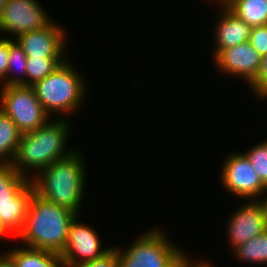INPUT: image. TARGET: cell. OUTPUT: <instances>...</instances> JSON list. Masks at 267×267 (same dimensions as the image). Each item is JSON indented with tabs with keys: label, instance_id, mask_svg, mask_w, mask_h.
<instances>
[{
	"label": "cell",
	"instance_id": "cell-1",
	"mask_svg": "<svg viewBox=\"0 0 267 267\" xmlns=\"http://www.w3.org/2000/svg\"><path fill=\"white\" fill-rule=\"evenodd\" d=\"M69 121V118L63 119L59 116L53 120L52 117L35 131L21 134L11 163L13 168L31 180L44 168L75 151L76 148L67 147V138L69 139L72 128Z\"/></svg>",
	"mask_w": 267,
	"mask_h": 267
},
{
	"label": "cell",
	"instance_id": "cell-2",
	"mask_svg": "<svg viewBox=\"0 0 267 267\" xmlns=\"http://www.w3.org/2000/svg\"><path fill=\"white\" fill-rule=\"evenodd\" d=\"M84 155L76 149L31 179L34 192L44 199L81 214L88 177Z\"/></svg>",
	"mask_w": 267,
	"mask_h": 267
},
{
	"label": "cell",
	"instance_id": "cell-3",
	"mask_svg": "<svg viewBox=\"0 0 267 267\" xmlns=\"http://www.w3.org/2000/svg\"><path fill=\"white\" fill-rule=\"evenodd\" d=\"M76 215L33 192L23 229L15 240L22 246L61 254Z\"/></svg>",
	"mask_w": 267,
	"mask_h": 267
},
{
	"label": "cell",
	"instance_id": "cell-4",
	"mask_svg": "<svg viewBox=\"0 0 267 267\" xmlns=\"http://www.w3.org/2000/svg\"><path fill=\"white\" fill-rule=\"evenodd\" d=\"M74 64L68 58L51 74L32 85L38 100L51 117L57 114L63 119H70V114L83 107L88 93L87 80Z\"/></svg>",
	"mask_w": 267,
	"mask_h": 267
},
{
	"label": "cell",
	"instance_id": "cell-5",
	"mask_svg": "<svg viewBox=\"0 0 267 267\" xmlns=\"http://www.w3.org/2000/svg\"><path fill=\"white\" fill-rule=\"evenodd\" d=\"M165 233L155 227L134 239L128 249L114 246L119 267H171L186 251Z\"/></svg>",
	"mask_w": 267,
	"mask_h": 267
},
{
	"label": "cell",
	"instance_id": "cell-6",
	"mask_svg": "<svg viewBox=\"0 0 267 267\" xmlns=\"http://www.w3.org/2000/svg\"><path fill=\"white\" fill-rule=\"evenodd\" d=\"M0 88V109L16 124L22 134L35 131L51 119L32 86Z\"/></svg>",
	"mask_w": 267,
	"mask_h": 267
},
{
	"label": "cell",
	"instance_id": "cell-7",
	"mask_svg": "<svg viewBox=\"0 0 267 267\" xmlns=\"http://www.w3.org/2000/svg\"><path fill=\"white\" fill-rule=\"evenodd\" d=\"M220 183L227 192L246 200H257L267 191L243 152L229 154L222 162Z\"/></svg>",
	"mask_w": 267,
	"mask_h": 267
},
{
	"label": "cell",
	"instance_id": "cell-8",
	"mask_svg": "<svg viewBox=\"0 0 267 267\" xmlns=\"http://www.w3.org/2000/svg\"><path fill=\"white\" fill-rule=\"evenodd\" d=\"M76 215L68 229L65 247L60 254L63 267H73L105 256L112 250V246L101 249V240L92 225L79 221Z\"/></svg>",
	"mask_w": 267,
	"mask_h": 267
},
{
	"label": "cell",
	"instance_id": "cell-9",
	"mask_svg": "<svg viewBox=\"0 0 267 267\" xmlns=\"http://www.w3.org/2000/svg\"><path fill=\"white\" fill-rule=\"evenodd\" d=\"M48 15L38 0H7L0 17V32L15 39L46 26L53 19Z\"/></svg>",
	"mask_w": 267,
	"mask_h": 267
},
{
	"label": "cell",
	"instance_id": "cell-10",
	"mask_svg": "<svg viewBox=\"0 0 267 267\" xmlns=\"http://www.w3.org/2000/svg\"><path fill=\"white\" fill-rule=\"evenodd\" d=\"M63 26L52 19L43 28L22 34L15 41L27 58L67 57L68 37Z\"/></svg>",
	"mask_w": 267,
	"mask_h": 267
},
{
	"label": "cell",
	"instance_id": "cell-11",
	"mask_svg": "<svg viewBox=\"0 0 267 267\" xmlns=\"http://www.w3.org/2000/svg\"><path fill=\"white\" fill-rule=\"evenodd\" d=\"M262 56L250 44L244 42L222 50L213 61L222 74L238 77L249 86L257 77Z\"/></svg>",
	"mask_w": 267,
	"mask_h": 267
},
{
	"label": "cell",
	"instance_id": "cell-12",
	"mask_svg": "<svg viewBox=\"0 0 267 267\" xmlns=\"http://www.w3.org/2000/svg\"><path fill=\"white\" fill-rule=\"evenodd\" d=\"M228 219L225 229L231 250L267 230L263 209L257 200L242 203Z\"/></svg>",
	"mask_w": 267,
	"mask_h": 267
},
{
	"label": "cell",
	"instance_id": "cell-13",
	"mask_svg": "<svg viewBox=\"0 0 267 267\" xmlns=\"http://www.w3.org/2000/svg\"><path fill=\"white\" fill-rule=\"evenodd\" d=\"M221 10V11H220ZM214 25V59L222 50L249 41L252 27L234 14L229 8H221Z\"/></svg>",
	"mask_w": 267,
	"mask_h": 267
},
{
	"label": "cell",
	"instance_id": "cell-14",
	"mask_svg": "<svg viewBox=\"0 0 267 267\" xmlns=\"http://www.w3.org/2000/svg\"><path fill=\"white\" fill-rule=\"evenodd\" d=\"M34 187L11 164H0V206L29 205Z\"/></svg>",
	"mask_w": 267,
	"mask_h": 267
},
{
	"label": "cell",
	"instance_id": "cell-15",
	"mask_svg": "<svg viewBox=\"0 0 267 267\" xmlns=\"http://www.w3.org/2000/svg\"><path fill=\"white\" fill-rule=\"evenodd\" d=\"M18 247L6 251L16 267H63L60 254L26 246Z\"/></svg>",
	"mask_w": 267,
	"mask_h": 267
},
{
	"label": "cell",
	"instance_id": "cell-16",
	"mask_svg": "<svg viewBox=\"0 0 267 267\" xmlns=\"http://www.w3.org/2000/svg\"><path fill=\"white\" fill-rule=\"evenodd\" d=\"M21 132L16 124L0 109V164H11Z\"/></svg>",
	"mask_w": 267,
	"mask_h": 267
},
{
	"label": "cell",
	"instance_id": "cell-17",
	"mask_svg": "<svg viewBox=\"0 0 267 267\" xmlns=\"http://www.w3.org/2000/svg\"><path fill=\"white\" fill-rule=\"evenodd\" d=\"M26 64L27 56L24 51L13 38H9L8 71L0 85L26 86Z\"/></svg>",
	"mask_w": 267,
	"mask_h": 267
},
{
	"label": "cell",
	"instance_id": "cell-18",
	"mask_svg": "<svg viewBox=\"0 0 267 267\" xmlns=\"http://www.w3.org/2000/svg\"><path fill=\"white\" fill-rule=\"evenodd\" d=\"M237 261L259 264L267 267V230L232 249Z\"/></svg>",
	"mask_w": 267,
	"mask_h": 267
},
{
	"label": "cell",
	"instance_id": "cell-19",
	"mask_svg": "<svg viewBox=\"0 0 267 267\" xmlns=\"http://www.w3.org/2000/svg\"><path fill=\"white\" fill-rule=\"evenodd\" d=\"M229 9L251 27L267 25V0H237Z\"/></svg>",
	"mask_w": 267,
	"mask_h": 267
},
{
	"label": "cell",
	"instance_id": "cell-20",
	"mask_svg": "<svg viewBox=\"0 0 267 267\" xmlns=\"http://www.w3.org/2000/svg\"><path fill=\"white\" fill-rule=\"evenodd\" d=\"M29 205L0 206V230L8 238L20 234L25 223Z\"/></svg>",
	"mask_w": 267,
	"mask_h": 267
},
{
	"label": "cell",
	"instance_id": "cell-21",
	"mask_svg": "<svg viewBox=\"0 0 267 267\" xmlns=\"http://www.w3.org/2000/svg\"><path fill=\"white\" fill-rule=\"evenodd\" d=\"M67 57L27 58L26 86H32L59 67Z\"/></svg>",
	"mask_w": 267,
	"mask_h": 267
},
{
	"label": "cell",
	"instance_id": "cell-22",
	"mask_svg": "<svg viewBox=\"0 0 267 267\" xmlns=\"http://www.w3.org/2000/svg\"><path fill=\"white\" fill-rule=\"evenodd\" d=\"M243 153L251 162L262 183L267 187V138Z\"/></svg>",
	"mask_w": 267,
	"mask_h": 267
},
{
	"label": "cell",
	"instance_id": "cell-23",
	"mask_svg": "<svg viewBox=\"0 0 267 267\" xmlns=\"http://www.w3.org/2000/svg\"><path fill=\"white\" fill-rule=\"evenodd\" d=\"M248 87L252 90L254 97L261 99L262 102L267 97V55L262 57L258 75Z\"/></svg>",
	"mask_w": 267,
	"mask_h": 267
},
{
	"label": "cell",
	"instance_id": "cell-24",
	"mask_svg": "<svg viewBox=\"0 0 267 267\" xmlns=\"http://www.w3.org/2000/svg\"><path fill=\"white\" fill-rule=\"evenodd\" d=\"M248 42L262 57L267 55V25L252 27Z\"/></svg>",
	"mask_w": 267,
	"mask_h": 267
},
{
	"label": "cell",
	"instance_id": "cell-25",
	"mask_svg": "<svg viewBox=\"0 0 267 267\" xmlns=\"http://www.w3.org/2000/svg\"><path fill=\"white\" fill-rule=\"evenodd\" d=\"M73 267H119L116 250L112 248L109 253L99 259L82 263Z\"/></svg>",
	"mask_w": 267,
	"mask_h": 267
},
{
	"label": "cell",
	"instance_id": "cell-26",
	"mask_svg": "<svg viewBox=\"0 0 267 267\" xmlns=\"http://www.w3.org/2000/svg\"><path fill=\"white\" fill-rule=\"evenodd\" d=\"M9 37H0V83L6 78L8 71Z\"/></svg>",
	"mask_w": 267,
	"mask_h": 267
},
{
	"label": "cell",
	"instance_id": "cell-27",
	"mask_svg": "<svg viewBox=\"0 0 267 267\" xmlns=\"http://www.w3.org/2000/svg\"><path fill=\"white\" fill-rule=\"evenodd\" d=\"M190 257V258H189ZM202 260H193L188 252H185L171 267H196Z\"/></svg>",
	"mask_w": 267,
	"mask_h": 267
},
{
	"label": "cell",
	"instance_id": "cell-28",
	"mask_svg": "<svg viewBox=\"0 0 267 267\" xmlns=\"http://www.w3.org/2000/svg\"><path fill=\"white\" fill-rule=\"evenodd\" d=\"M0 267H16L13 259L6 252L0 254Z\"/></svg>",
	"mask_w": 267,
	"mask_h": 267
},
{
	"label": "cell",
	"instance_id": "cell-29",
	"mask_svg": "<svg viewBox=\"0 0 267 267\" xmlns=\"http://www.w3.org/2000/svg\"><path fill=\"white\" fill-rule=\"evenodd\" d=\"M264 195V196H263ZM257 201L259 202V204L261 205L262 209H263V215L267 224V191L262 194Z\"/></svg>",
	"mask_w": 267,
	"mask_h": 267
},
{
	"label": "cell",
	"instance_id": "cell-30",
	"mask_svg": "<svg viewBox=\"0 0 267 267\" xmlns=\"http://www.w3.org/2000/svg\"><path fill=\"white\" fill-rule=\"evenodd\" d=\"M209 1V0H208ZM213 1V0H212ZM216 1V0H215ZM237 0H217L216 4L218 3L219 9L221 8H229L232 6ZM220 5V6H219Z\"/></svg>",
	"mask_w": 267,
	"mask_h": 267
},
{
	"label": "cell",
	"instance_id": "cell-31",
	"mask_svg": "<svg viewBox=\"0 0 267 267\" xmlns=\"http://www.w3.org/2000/svg\"><path fill=\"white\" fill-rule=\"evenodd\" d=\"M196 267H215L211 263H209L207 260H202Z\"/></svg>",
	"mask_w": 267,
	"mask_h": 267
},
{
	"label": "cell",
	"instance_id": "cell-32",
	"mask_svg": "<svg viewBox=\"0 0 267 267\" xmlns=\"http://www.w3.org/2000/svg\"><path fill=\"white\" fill-rule=\"evenodd\" d=\"M6 3H7V0H0V17H1L2 12H3V7Z\"/></svg>",
	"mask_w": 267,
	"mask_h": 267
},
{
	"label": "cell",
	"instance_id": "cell-33",
	"mask_svg": "<svg viewBox=\"0 0 267 267\" xmlns=\"http://www.w3.org/2000/svg\"><path fill=\"white\" fill-rule=\"evenodd\" d=\"M6 239L7 237L4 235V233L0 230V241L3 239Z\"/></svg>",
	"mask_w": 267,
	"mask_h": 267
}]
</instances>
